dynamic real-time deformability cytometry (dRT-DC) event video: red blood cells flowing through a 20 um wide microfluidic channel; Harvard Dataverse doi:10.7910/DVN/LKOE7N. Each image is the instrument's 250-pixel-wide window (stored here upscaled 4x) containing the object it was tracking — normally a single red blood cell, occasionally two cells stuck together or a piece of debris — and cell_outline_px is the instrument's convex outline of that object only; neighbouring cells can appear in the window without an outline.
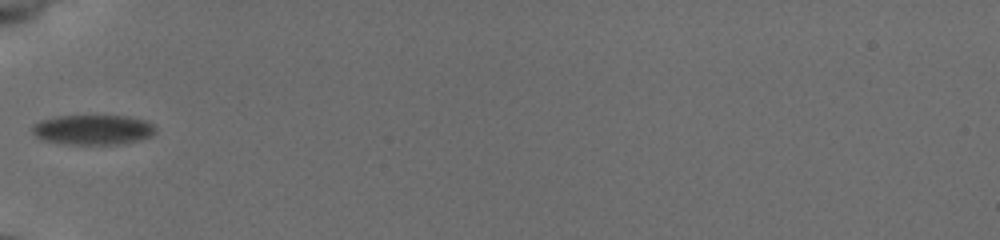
{"species": "common noctule bat (a hibernating species)", "species_latin": "Nyctalus noctula", "temperature_condition": "cold", "stored_images_in_passage": 22, "camera_frame_rate_fps": 3000, "um_per_image_px": 0.085, "animal": {"sex": "female", "body_mass_g": 19.5, "forearm_length_mm": 54.1}, "frame": {"image": 1, "passage_image": 1, "time_ms": 0.0, "image_size_px": [1000, 240], "cell_outline_px": [[156, 132], [152, 136], [140, 140], [120, 144], [64, 144], [40, 140], [32, 132], [32, 124], [40, 120], [56, 116], [124, 116], [144, 120], [152, 124], [156, 128]], "centroid_in_image_um": [7.87, 11.03], "position_along_channel_um": 77.1, "area_um2": 21.68}}